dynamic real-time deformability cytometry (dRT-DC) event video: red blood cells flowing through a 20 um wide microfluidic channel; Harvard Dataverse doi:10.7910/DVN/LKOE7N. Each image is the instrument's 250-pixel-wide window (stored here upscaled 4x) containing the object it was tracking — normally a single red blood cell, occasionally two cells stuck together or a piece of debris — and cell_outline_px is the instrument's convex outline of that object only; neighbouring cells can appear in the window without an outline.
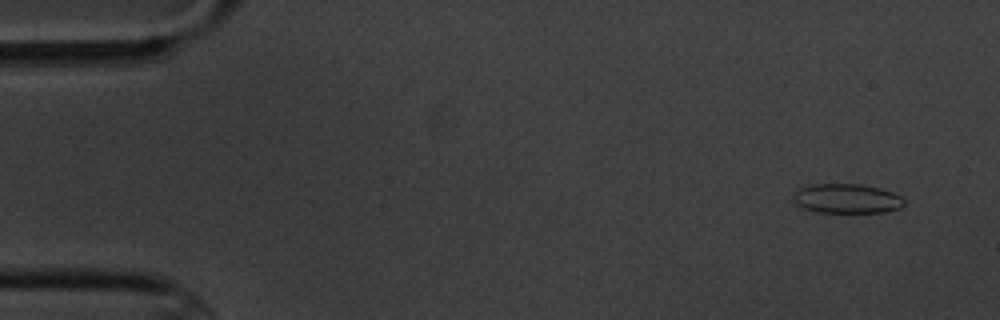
{"species": "common noctule bat (a hibernating species)", "species_latin": "Nyctalus noctula", "temperature_condition": "cold", "stored_images_in_passage": 5, "camera_frame_rate_fps": 3000, "um_per_image_px": 0.085, "animal": {"sex": "male", "body_mass_g": 20.1, "forearm_length_mm": 53.5}, "frame": {"image": 1, "passage_image": 5, "time_ms": 5.667, "image_size_px": [1000, 320], "cell_outline_px": [[904, 204], [900, 208], [884, 212], [816, 212], [804, 208], [796, 204], [792, 200], [792, 192], [800, 188], [812, 184], [860, 184], [880, 188], [892, 192], [900, 196], [904, 200]], "centroid_in_image_um": [71.94, 16.87], "position_along_channel_um": 13.1, "area_um2": 19.13}}